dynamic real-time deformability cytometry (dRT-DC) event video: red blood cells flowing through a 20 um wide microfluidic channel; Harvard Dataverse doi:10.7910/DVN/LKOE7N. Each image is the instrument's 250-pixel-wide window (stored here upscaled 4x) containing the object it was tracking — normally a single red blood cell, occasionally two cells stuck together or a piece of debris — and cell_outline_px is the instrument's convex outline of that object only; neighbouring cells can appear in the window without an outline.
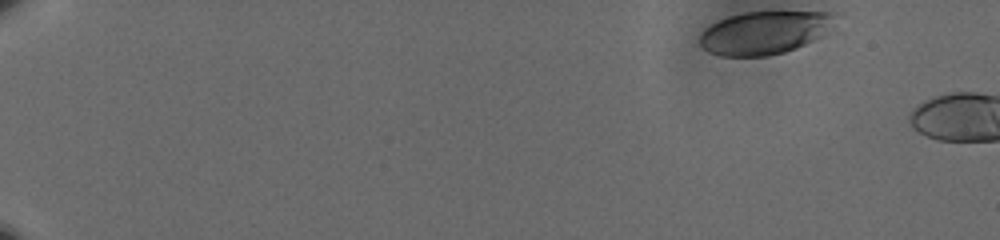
{"species": "human", "species_latin": "Homo sapiens", "temperature_condition": "cold", "stored_images_in_passage": 4, "camera_frame_rate_fps": 3000, "um_per_image_px": 0.085, "donor": {"sex": "male"}, "frame": {"image": 1, "passage_image": 1, "time_ms": 0.0, "image_size_px": [1000, 240], "cell_outline_px": [[832, 16], [820, 36], [796, 48], [784, 52], [768, 56], [720, 56], [708, 52], [700, 44], [700, 32], [704, 28], [728, 16], [744, 12], [828, 12]], "centroid_in_image_um": [64.82, 2.79], "position_along_channel_um": 20.2, "area_um2": 33.0}}